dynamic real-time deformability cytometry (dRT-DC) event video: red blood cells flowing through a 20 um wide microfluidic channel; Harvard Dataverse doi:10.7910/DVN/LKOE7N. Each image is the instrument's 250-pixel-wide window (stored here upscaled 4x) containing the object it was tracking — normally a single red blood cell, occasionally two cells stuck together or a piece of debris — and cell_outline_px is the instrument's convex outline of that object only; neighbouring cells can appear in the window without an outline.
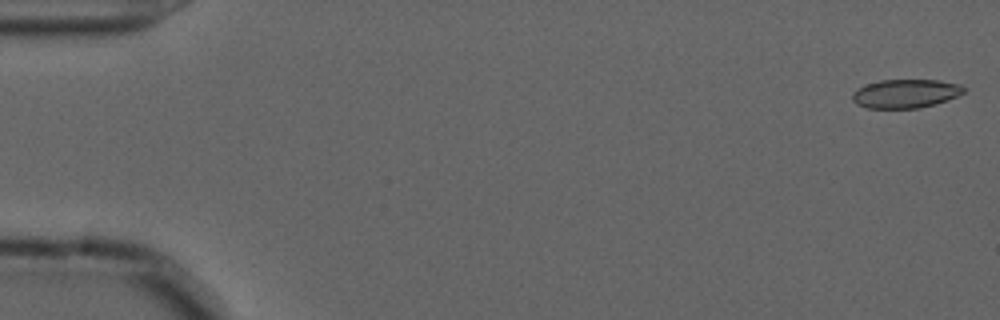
{"species": "common noctule bat (a hibernating species)", "species_latin": "Nyctalus noctula", "temperature_condition": "cold", "stored_images_in_passage": 55, "camera_frame_rate_fps": 3000, "um_per_image_px": 0.085, "animal": {"sex": "male", "forearm_length_mm": 52.5}, "frame": {"image": 1, "passage_image": 1, "time_ms": 0.0, "image_size_px": [1000, 320], "cell_outline_px": [[964, 92], [948, 100], [936, 104], [920, 108], [868, 108], [856, 104], [852, 100], [852, 92], [856, 88], [880, 80], [940, 80], [960, 84], [964, 88]], "centroid_in_image_um": [76.95, 7.96], "position_along_channel_um": 8.0, "area_um2": 18.73}}
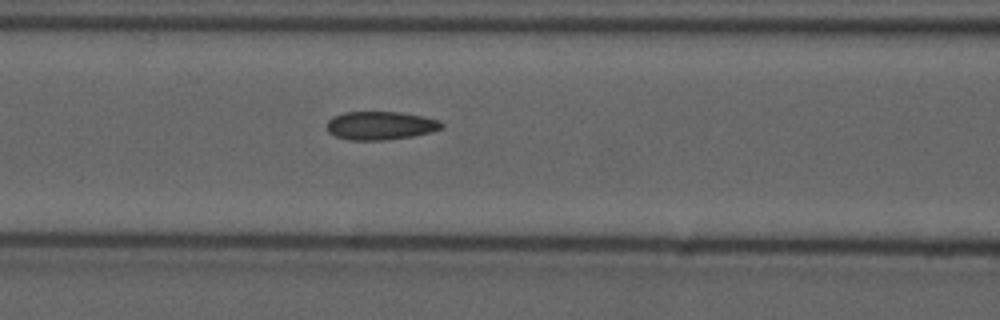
{"frame": {"image": 2, "passage_image": 23, "time_ms": 7.333, "image_size_px": [1000, 320], "cell_outline_px": [[444, 128], [432, 132], [412, 136], [384, 140], [348, 140], [336, 136], [328, 132], [328, 120], [332, 116], [344, 112], [400, 112], [440, 120], [444, 124]], "centroid_in_image_um": [32.35, 10.67], "position_along_channel_um": 134.2, "area_um2": 19.02}}
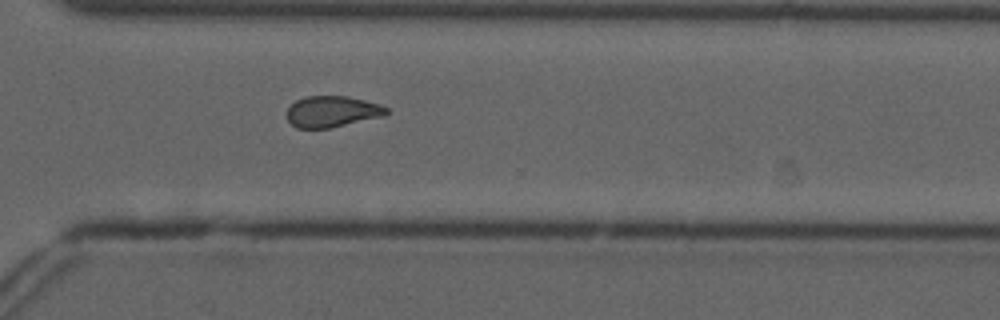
{"frame": {"image": 3, "passage_image": 40, "time_ms": 13.0, "image_size_px": [1000, 320], "cell_outline_px": [[392, 112], [384, 116], [328, 128], [296, 128], [284, 116], [288, 108], [296, 100], [304, 96], [348, 96], [380, 104], [388, 108]], "centroid_in_image_um": [28.23, 9.48], "position_along_channel_um": 342.4, "area_um2": 18.26}, "authors_computed_cell_mechanics": {"area_um2": 18.9584, "velocity_mm_per_s": 3.6758, "shape_relaxation_time_tau1_ms": null, "shape_relaxation_time_tau2_ms": 1.9483, "deformation_change_tau1": null, "deformation_change_tau2": 0.069}}